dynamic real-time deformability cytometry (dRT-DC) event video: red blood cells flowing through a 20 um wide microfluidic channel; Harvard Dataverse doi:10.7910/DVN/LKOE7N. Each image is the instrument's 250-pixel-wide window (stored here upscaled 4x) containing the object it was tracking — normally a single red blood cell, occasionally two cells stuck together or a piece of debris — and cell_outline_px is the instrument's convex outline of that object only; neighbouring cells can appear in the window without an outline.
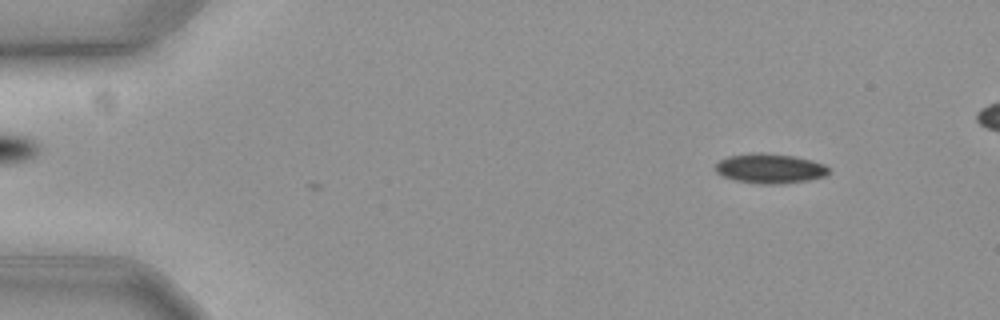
{"species": "common noctule bat (a hibernating species)", "species_latin": "Nyctalus noctula", "temperature_condition": "cold", "stored_images_in_passage": 6, "camera_frame_rate_fps": 3000, "um_per_image_px": 0.085, "animal": {"sex": "female", "body_mass_g": 19.3, "forearm_length_mm": 54.1}, "frame": {"image": 1, "passage_image": 6, "time_ms": 1.667, "image_size_px": [1000, 320], "cell_outline_px": [[828, 172], [824, 176], [808, 180], [780, 184], [760, 184], [736, 180], [724, 176], [716, 172], [716, 164], [720, 160], [728, 156], [748, 152], [764, 152], [796, 156], [812, 160], [824, 164], [828, 168]], "centroid_in_image_um": [65.43, 14.3], "position_along_channel_um": 19.6, "area_um2": 19.71}}